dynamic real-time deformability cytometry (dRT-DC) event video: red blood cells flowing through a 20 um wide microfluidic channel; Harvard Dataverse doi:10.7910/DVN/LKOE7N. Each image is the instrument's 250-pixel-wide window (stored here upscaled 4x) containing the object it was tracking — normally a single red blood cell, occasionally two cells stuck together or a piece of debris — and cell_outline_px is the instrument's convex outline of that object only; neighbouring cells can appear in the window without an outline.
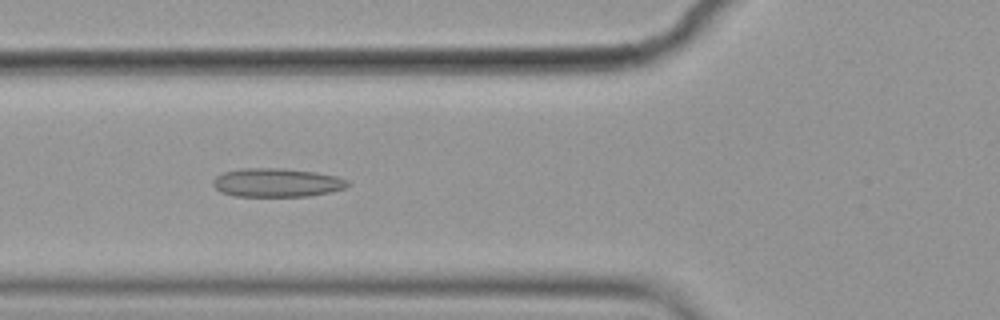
{"species": "common noctule bat (a hibernating species)", "species_latin": "Nyctalus noctula", "temperature_condition": "cold", "stored_images_in_passage": 40, "camera_frame_rate_fps": 3000, "um_per_image_px": 0.085, "animal": {"sex": "female", "body_mass_g": 19.9}, "frame": {"image": 1, "passage_image": 7, "time_ms": 2.0, "image_size_px": [1000, 320], "cell_outline_px": [[352, 184], [348, 188], [332, 192], [308, 196], [236, 196], [220, 192], [212, 184], [212, 180], [216, 176], [224, 172], [244, 168], [284, 168], [316, 172], [336, 176], [348, 180]], "centroid_in_image_um": [23.58, 15.52], "position_along_channel_um": 102.2, "area_um2": 22.77}}
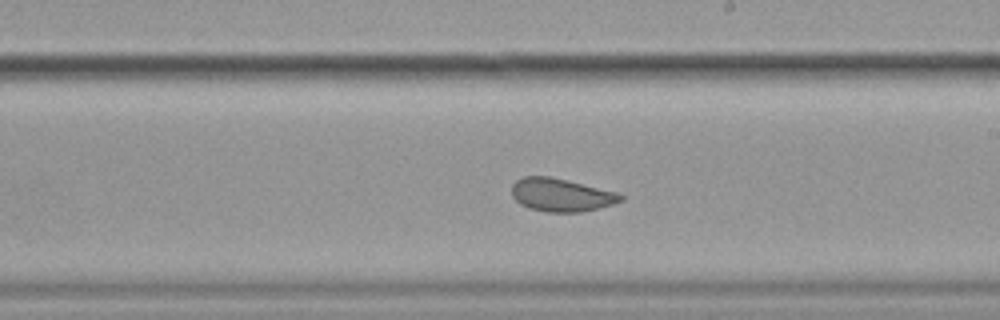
{"frame": {"image": 2, "passage_image": 15, "time_ms": 4.667, "image_size_px": [1000, 320], "cell_outline_px": [[624, 200], [600, 208], [580, 212], [544, 212], [528, 208], [520, 204], [512, 196], [512, 184], [516, 180], [524, 176], [548, 176], [568, 180], [616, 192], [624, 196]], "centroid_in_image_um": [47.68, 16.57], "position_along_channel_um": 241.3, "area_um2": 21.1}}
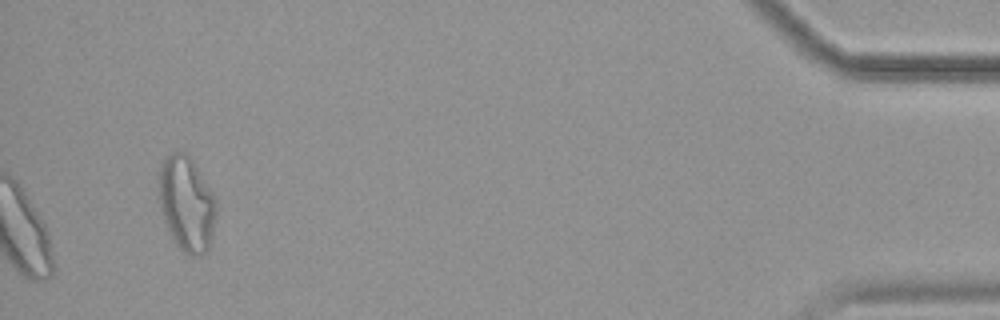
{"frame": {"image": 3, "passage_image": 40, "time_ms": 13.0, "image_size_px": [1000, 320], "cell_outline_px": [[216, 212], [212, 232], [208, 248], [200, 256], [188, 256], [176, 244], [164, 220], [160, 208], [160, 168], [164, 156], [176, 152], [188, 152], [216, 196]], "centroid_in_image_um": [15.88, 17.28], "position_along_channel_um": 419.3, "area_um2": 31.67}, "authors_computed_cell_mechanics": {"area_um2": 23.409, "velocity_mm_per_s": 3.5295, "shape_relaxation_time_tau1_ms": 1.3981, "shape_relaxation_time_tau2_ms": 0.8226, "deformation_change_tau1": 0.1106, "deformation_change_tau2": 0.0674}}